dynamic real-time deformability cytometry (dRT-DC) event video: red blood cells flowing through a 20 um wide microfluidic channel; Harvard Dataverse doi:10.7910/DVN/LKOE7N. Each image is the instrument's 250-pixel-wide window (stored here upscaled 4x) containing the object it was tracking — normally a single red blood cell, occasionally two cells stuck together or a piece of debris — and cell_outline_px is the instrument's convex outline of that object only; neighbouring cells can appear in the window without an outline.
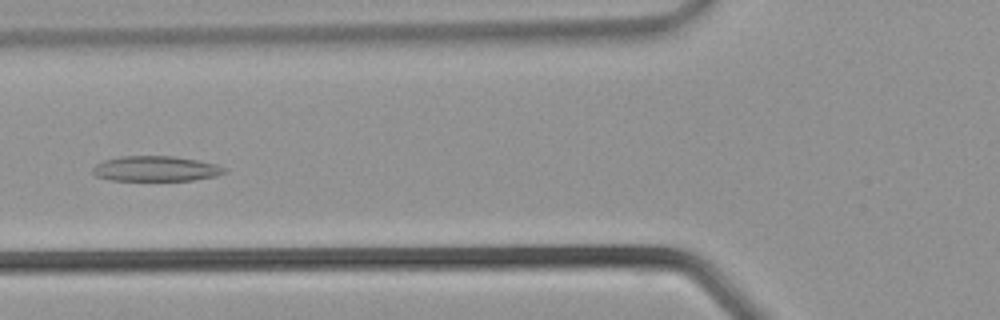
{"species": "common noctule bat (a hibernating species)", "species_latin": "Nyctalus noctula", "temperature_condition": "warm", "stored_images_in_passage": 35, "camera_frame_rate_fps": 3000, "um_per_image_px": 0.085, "animal": {"sex": "male", "body_mass_g": 21.5, "forearm_length_mm": 52.0}, "frame": {"image": 1, "passage_image": 13, "time_ms": 4.0, "image_size_px": [1000, 320], "cell_outline_px": [[228, 168], [224, 172], [216, 176], [192, 180], [112, 180], [96, 176], [92, 172], [92, 168], [96, 164], [104, 160], [120, 156], [172, 156], [196, 160], [216, 164]], "centroid_in_image_um": [13.23, 14.33], "position_along_channel_um": 112.6, "area_um2": 19.25}}
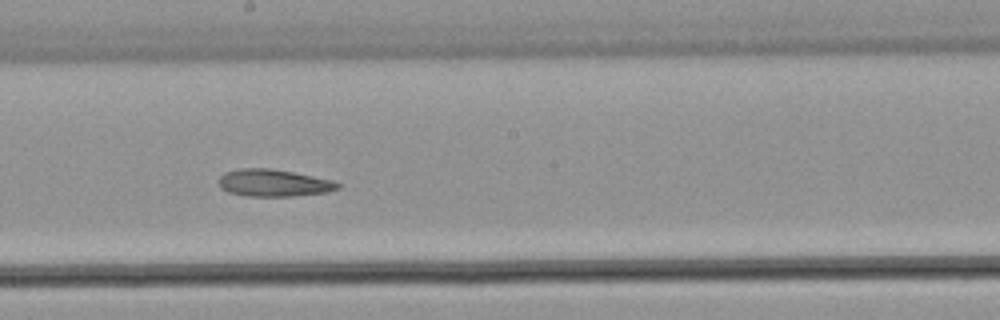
{"frame": {"image": 2, "passage_image": 19, "time_ms": 6.0, "image_size_px": [1000, 320], "cell_outline_px": [[340, 188], [328, 192], [292, 196], [248, 196], [228, 192], [220, 188], [220, 176], [224, 172], [240, 168], [268, 168], [292, 172], [332, 180], [340, 184]], "centroid_in_image_um": [23.25, 15.55], "position_along_channel_um": 225.0, "area_um2": 18.73}}
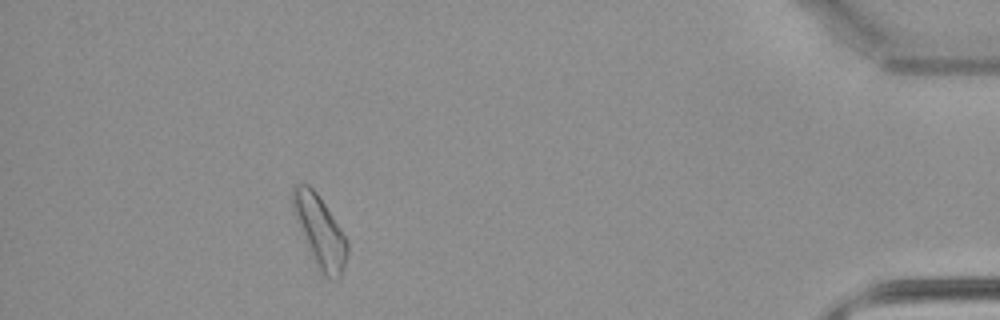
{"frame": {"image": 3, "passage_image": 32, "time_ms": 10.333, "image_size_px": [1000, 320], "cell_outline_px": [[348, 252], [344, 268], [340, 280], [328, 280], [320, 272], [308, 248], [292, 208], [292, 188], [296, 184], [308, 184], [316, 192], [348, 240]], "centroid_in_image_um": [27.21, 19.72], "position_along_channel_um": 408.0, "area_um2": 22.43}}